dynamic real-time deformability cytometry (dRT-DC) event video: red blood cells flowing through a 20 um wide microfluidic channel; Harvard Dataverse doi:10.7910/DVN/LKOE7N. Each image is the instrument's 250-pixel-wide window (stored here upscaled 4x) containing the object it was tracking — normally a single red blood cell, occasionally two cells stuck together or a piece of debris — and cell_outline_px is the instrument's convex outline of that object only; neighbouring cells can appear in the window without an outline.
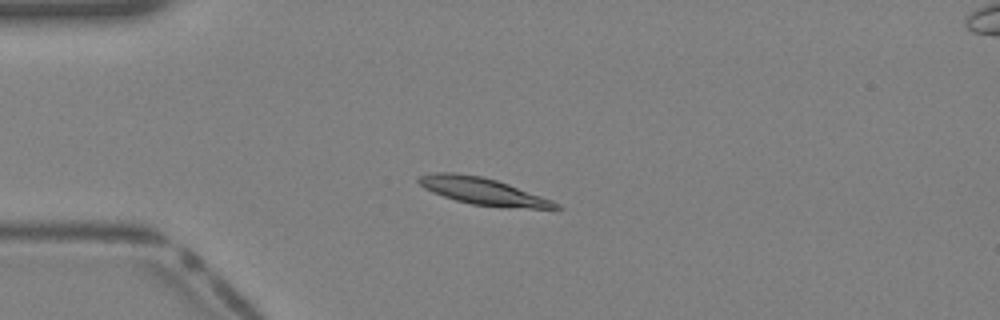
{"species": "Egyptian fruit bat (a non-hibernating species)", "species_latin": "Rousettus aegyptiacus", "temperature_condition": "warm", "stored_images_in_passage": 39, "camera_frame_rate_fps": 3000, "um_per_image_px": 0.085, "animal": {"sex": "female"}, "frame": {"image": 1, "passage_image": 10, "time_ms": 3.0, "image_size_px": [1000, 320], "cell_outline_px": [[564, 208], [528, 208], [472, 204], [456, 200], [432, 192], [424, 188], [416, 180], [416, 176], [428, 172], [456, 172], [480, 176], [496, 180], [508, 184], [552, 200], [560, 204]], "centroid_in_image_um": [40.97, 16.22], "position_along_channel_um": 44.0, "area_um2": 21.33}}
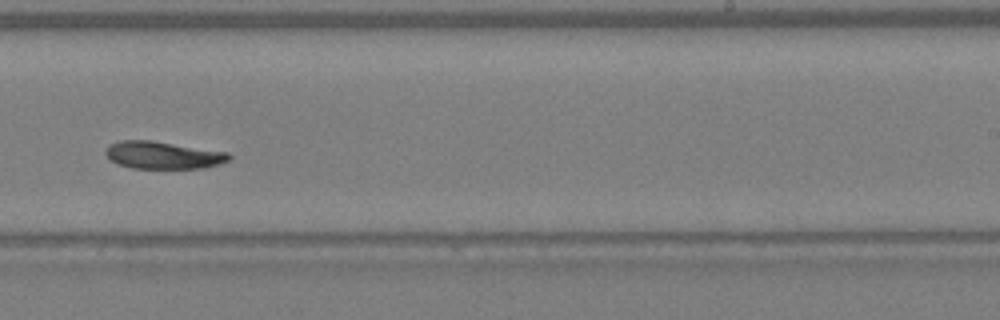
{"frame": {"image": 2, "passage_image": 25, "time_ms": 8.0, "image_size_px": [1000, 320], "cell_outline_px": [[232, 156], [228, 160], [220, 164], [204, 168], [132, 168], [116, 164], [104, 152], [104, 148], [108, 144], [120, 140], [152, 140], [228, 152]], "centroid_in_image_um": [13.83, 13.18], "position_along_channel_um": 275.2, "area_um2": 19.88}}
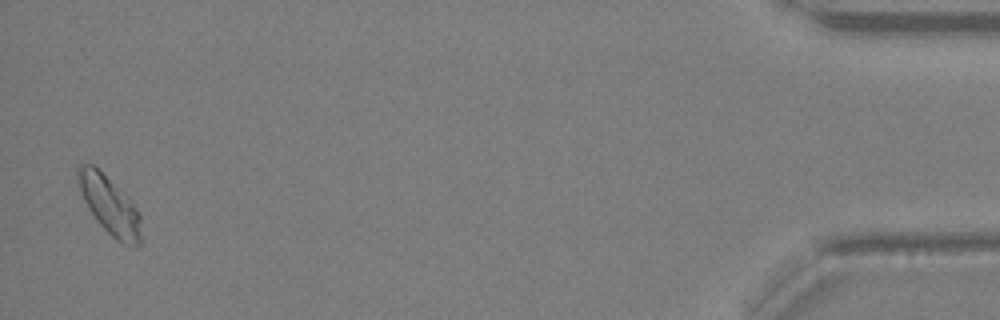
{"frame": {"image": 3, "passage_image": 39, "time_ms": 12.667, "image_size_px": [1000, 320], "cell_outline_px": [[140, 244], [136, 248], [132, 248], [116, 240], [96, 220], [88, 208], [80, 192], [76, 180], [76, 168], [80, 164], [92, 164], [128, 196], [132, 200], [140, 216]], "centroid_in_image_um": [9.3, 17.45], "position_along_channel_um": 425.9, "area_um2": 21.44}}